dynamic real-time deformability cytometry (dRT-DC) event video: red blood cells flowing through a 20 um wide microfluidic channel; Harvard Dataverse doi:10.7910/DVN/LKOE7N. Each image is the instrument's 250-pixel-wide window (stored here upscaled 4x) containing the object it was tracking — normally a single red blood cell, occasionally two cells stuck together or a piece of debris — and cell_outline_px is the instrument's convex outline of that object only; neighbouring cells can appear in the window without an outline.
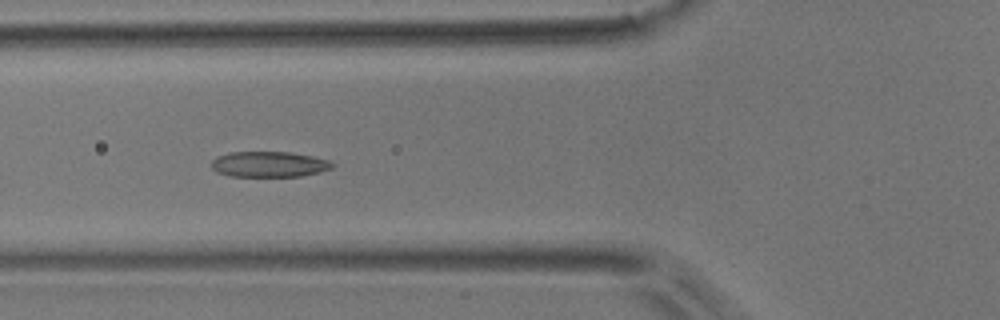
{"species": "common noctule bat (a hibernating species)", "species_latin": "Nyctalus noctula", "temperature_condition": "room temperature", "stored_images_in_passage": 7, "camera_frame_rate_fps": 3000, "um_per_image_px": 0.085, "animal": {"sex": "male", "body_mass_g": 17.9}, "frame": {"image": 1, "passage_image": 5, "time_ms": 4.667, "image_size_px": [1000, 320], "cell_outline_px": [[336, 164], [332, 168], [320, 172], [300, 176], [228, 176], [216, 172], [212, 168], [212, 160], [216, 156], [232, 152], [288, 152], [312, 156], [328, 160]], "centroid_in_image_um": [22.86, 13.96], "position_along_channel_um": 102.9, "area_um2": 18.03}}
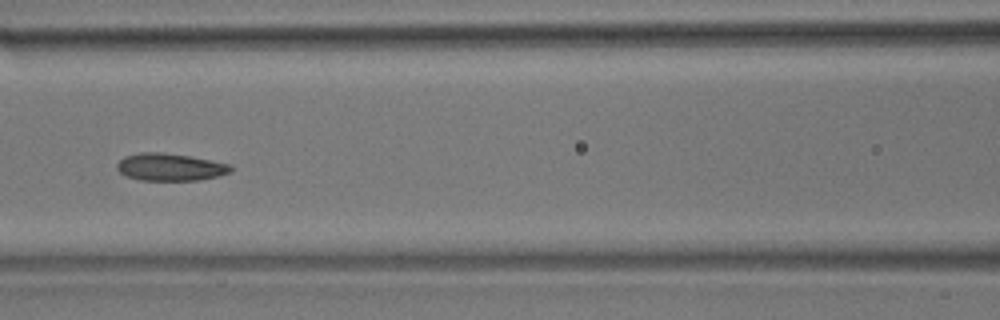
{"frame": {"image": 2, "passage_image": 6, "time_ms": 6.0, "image_size_px": [1000, 320], "cell_outline_px": [[232, 172], [220, 176], [200, 180], [140, 180], [124, 176], [116, 168], [116, 164], [124, 156], [140, 152], [160, 152], [188, 156], [232, 164]], "centroid_in_image_um": [14.46, 14.2], "position_along_channel_um": 152.1, "area_um2": 18.32}}
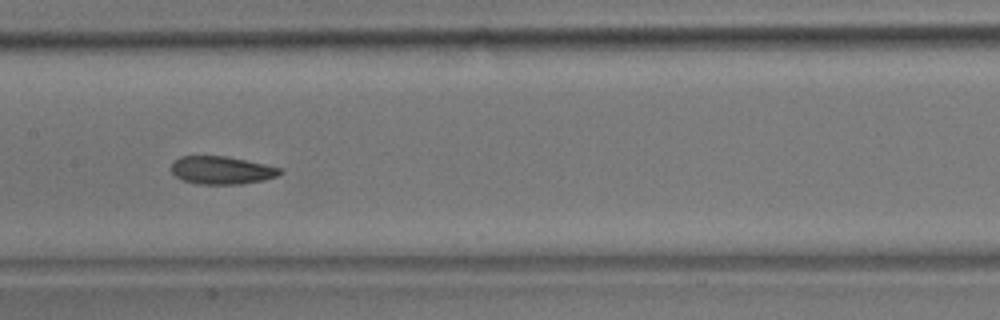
{"frame": {"image": 3, "passage_image": 7, "time_ms": 7.0, "image_size_px": [1000, 320], "cell_outline_px": [[284, 172], [276, 176], [264, 180], [240, 184], [200, 184], [184, 180], [176, 176], [172, 172], [172, 164], [180, 156], [224, 156], [284, 168]], "centroid_in_image_um": [18.88, 14.47], "position_along_channel_um": 188.5, "area_um2": 17.51}}